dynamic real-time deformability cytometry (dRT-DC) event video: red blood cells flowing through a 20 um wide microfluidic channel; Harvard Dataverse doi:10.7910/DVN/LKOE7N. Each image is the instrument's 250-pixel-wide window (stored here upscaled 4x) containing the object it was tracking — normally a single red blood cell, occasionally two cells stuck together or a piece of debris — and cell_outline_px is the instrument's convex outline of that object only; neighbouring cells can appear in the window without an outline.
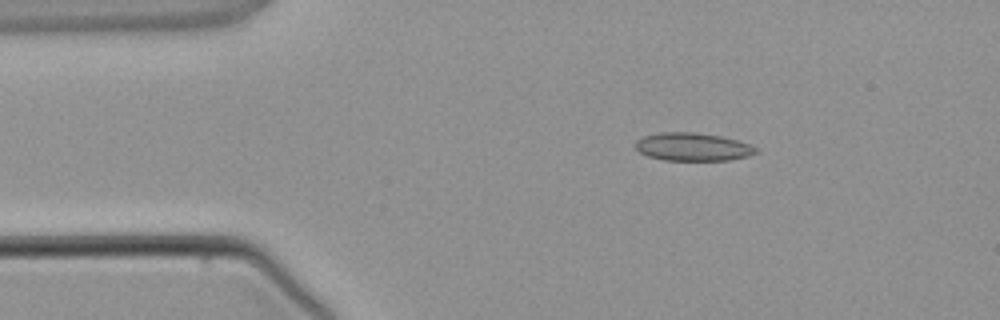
{"species": "common noctule bat (a hibernating species)", "species_latin": "Nyctalus noctula", "temperature_condition": "warm", "stored_images_in_passage": 3, "camera_frame_rate_fps": 3000, "um_per_image_px": 0.085, "animal": {"sex": "male", "body_mass_g": 21.5, "forearm_length_mm": 52.0}, "frame": {"image": 1, "passage_image": 2, "time_ms": 1.333, "image_size_px": [1000, 320], "cell_outline_px": [[756, 152], [748, 156], [728, 160], [664, 160], [648, 156], [640, 152], [636, 148], [636, 140], [644, 136], [664, 132], [696, 132], [720, 136], [736, 140], [748, 144], [756, 148]], "centroid_in_image_um": [58.86, 12.48], "position_along_channel_um": 26.1, "area_um2": 19.42}}